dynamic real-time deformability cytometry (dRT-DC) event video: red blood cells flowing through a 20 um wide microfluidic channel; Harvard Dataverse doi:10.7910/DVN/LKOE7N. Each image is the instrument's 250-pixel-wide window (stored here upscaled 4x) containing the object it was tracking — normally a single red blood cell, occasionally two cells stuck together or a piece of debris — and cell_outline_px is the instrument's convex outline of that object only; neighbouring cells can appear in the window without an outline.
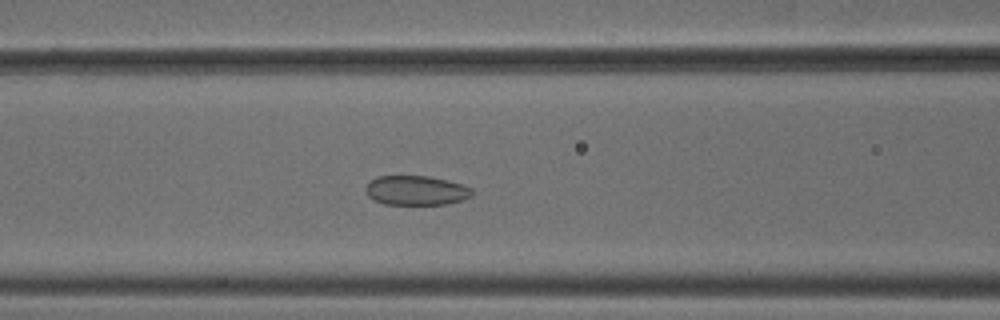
{"species": "common noctule bat (a hibernating species)", "species_latin": "Nyctalus noctula", "temperature_condition": "cold", "stored_images_in_passage": 53, "camera_frame_rate_fps": 3000, "um_per_image_px": 0.085, "animal": {"sex": "male", "body_mass_g": 18.8}, "frame": {"image": 1, "passage_image": 22, "time_ms": 7.0, "image_size_px": [1000, 320], "cell_outline_px": [[472, 196], [464, 200], [448, 204], [384, 204], [368, 196], [364, 188], [376, 176], [428, 176], [460, 184], [472, 188]], "centroid_in_image_um": [35.38, 16.19], "position_along_channel_um": 131.2, "area_um2": 18.15}}
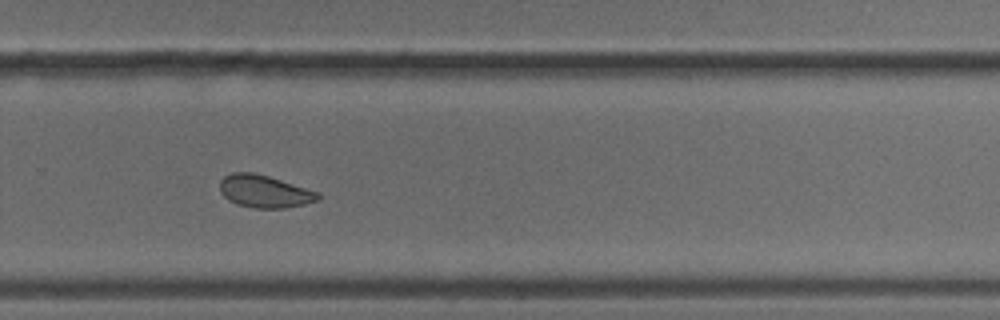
{"frame": {"image": 2, "passage_image": 36, "time_ms": 11.667, "image_size_px": [1000, 320], "cell_outline_px": [[320, 200], [304, 204], [284, 208], [252, 208], [236, 204], [228, 200], [220, 192], [220, 180], [224, 176], [232, 172], [252, 172], [268, 176], [320, 192]], "centroid_in_image_um": [22.47, 16.27], "position_along_channel_um": 307.3, "area_um2": 18.73}}
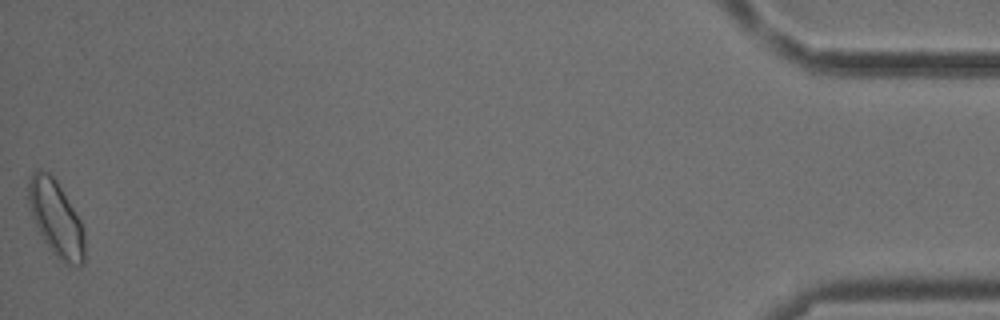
{"frame": {"image": 3, "passage_image": 53, "time_ms": 17.333, "image_size_px": [1000, 320], "cell_outline_px": [[84, 264], [80, 268], [68, 268], [52, 252], [44, 240], [32, 216], [28, 204], [28, 184], [32, 172], [36, 168], [40, 168], [48, 172], [56, 180], [80, 220], [84, 228]], "centroid_in_image_um": [4.78, 18.61], "position_along_channel_um": 430.4, "area_um2": 24.97}, "authors_computed_cell_mechanics": {"area_um2": 19.8254, "velocity_mm_per_s": 3.7777, "shape_relaxation_time_tau1_ms": 5.6755, "shape_relaxation_time_tau2_ms": 2.7419, "deformation_change_tau1": 0.079, "deformation_change_tau2": 0.0702}}